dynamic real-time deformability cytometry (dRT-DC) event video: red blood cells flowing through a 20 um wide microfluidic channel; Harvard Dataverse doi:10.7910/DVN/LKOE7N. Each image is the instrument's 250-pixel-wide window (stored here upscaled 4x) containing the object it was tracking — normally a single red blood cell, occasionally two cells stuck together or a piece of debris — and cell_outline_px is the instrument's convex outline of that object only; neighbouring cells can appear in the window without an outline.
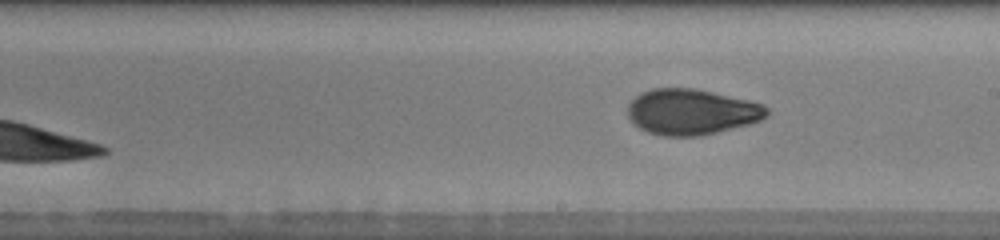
{"species": "human", "species_latin": "Homo sapiens", "temperature_condition": "warm", "stored_images_in_passage": 20, "segment_of_instrument_passage": [2, 2], "camera_frame_rate_fps": 3000, "um_per_image_px": 0.085, "donor": {"sex": "male"}, "frame": {"image": 1, "passage_image": 20, "time_ms": 10.333, "image_size_px": [1000, 240], "cell_outline_px": [[772, 112], [768, 116], [760, 120], [748, 124], [700, 136], [664, 136], [648, 132], [632, 124], [628, 116], [628, 104], [636, 96], [652, 88], [696, 88], [748, 100], [764, 104]], "centroid_in_image_um": [58.79, 9.51], "position_along_channel_um": 230.2, "area_um2": 37.17}}